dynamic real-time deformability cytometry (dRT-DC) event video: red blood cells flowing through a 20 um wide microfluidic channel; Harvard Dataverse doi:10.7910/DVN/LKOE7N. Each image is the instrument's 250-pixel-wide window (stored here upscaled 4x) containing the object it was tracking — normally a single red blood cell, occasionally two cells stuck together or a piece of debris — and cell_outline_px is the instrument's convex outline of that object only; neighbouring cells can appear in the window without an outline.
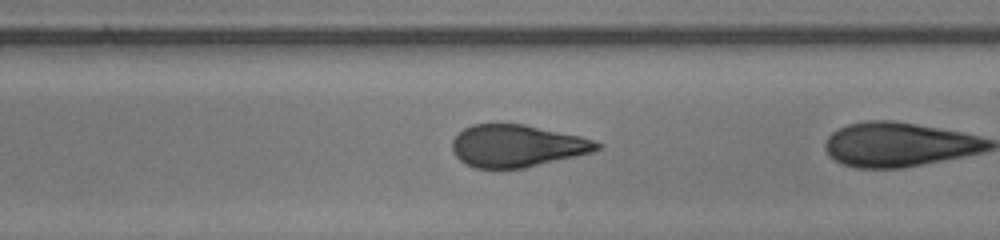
{"species": "human", "species_latin": "Homo sapiens", "temperature_condition": "room temperature", "stored_images_in_passage": 39, "camera_frame_rate_fps": 3000, "um_per_image_px": 0.085, "donor": {"sex": "male"}, "frame": {"image": 1, "passage_image": 35, "time_ms": 11.333, "image_size_px": [1000, 240], "cell_outline_px": [[604, 144], [600, 148], [592, 152], [576, 156], [524, 168], [476, 168], [460, 160], [456, 156], [452, 148], [452, 140], [464, 128], [472, 124], [524, 124], [580, 136]], "centroid_in_image_um": [43.95, 12.39], "position_along_channel_um": 245.1, "area_um2": 35.37}}